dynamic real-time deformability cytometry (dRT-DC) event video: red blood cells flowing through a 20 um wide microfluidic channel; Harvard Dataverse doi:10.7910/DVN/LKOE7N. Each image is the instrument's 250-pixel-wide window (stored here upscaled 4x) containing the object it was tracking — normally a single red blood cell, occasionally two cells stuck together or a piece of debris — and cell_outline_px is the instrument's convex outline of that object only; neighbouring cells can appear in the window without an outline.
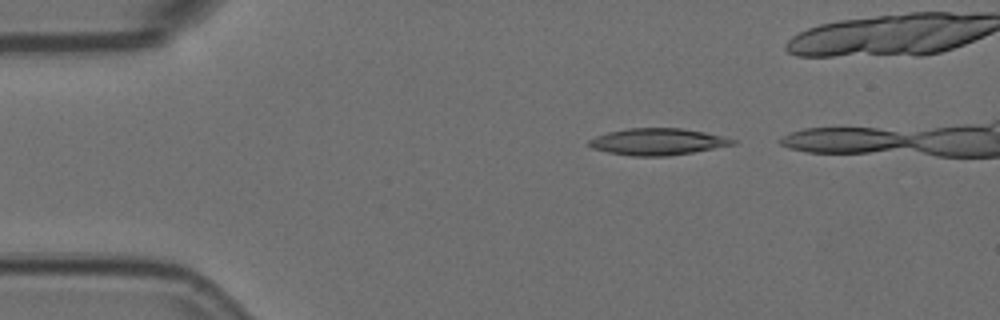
{"species": "Egyptian fruit bat (a non-hibernating species)", "species_latin": "Rousettus aegyptiacus", "temperature_condition": "room temperature", "stored_images_in_passage": 5, "camera_frame_rate_fps": 3000, "um_per_image_px": 0.085, "animal": {"sex": "female"}, "frame": {"image": 1, "passage_image": 1, "time_ms": 0.0, "image_size_px": [1000, 320], "cell_outline_px": [[736, 144], [692, 152], [668, 156], [632, 156], [608, 152], [592, 148], [588, 144], [588, 140], [596, 136], [608, 132], [628, 128], [680, 128], [704, 132], [736, 140]], "centroid_in_image_um": [55.86, 12.04], "position_along_channel_um": 29.1, "area_um2": 22.14}}
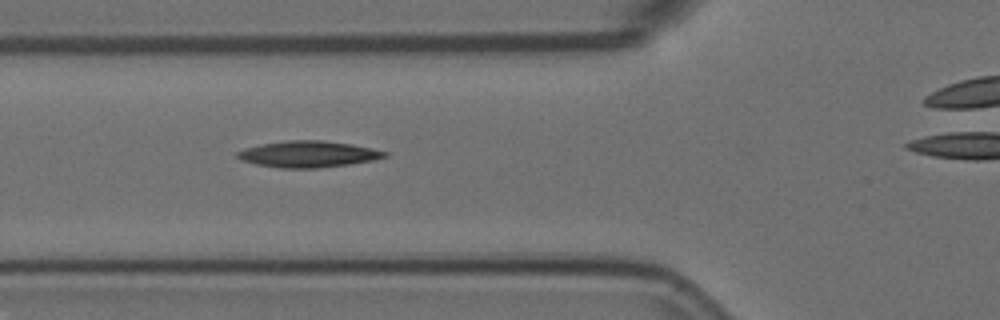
{"frame": {"image": 2, "passage_image": 4, "time_ms": 1.0, "image_size_px": [1000, 320], "cell_outline_px": [[388, 156], [372, 160], [348, 164], [316, 168], [280, 168], [256, 164], [240, 160], [236, 156], [236, 152], [244, 148], [260, 144], [288, 140], [324, 140], [352, 144], [372, 148], [388, 152]], "centroid_in_image_um": [26.17, 13.09], "position_along_channel_um": 99.6, "area_um2": 22.66}}